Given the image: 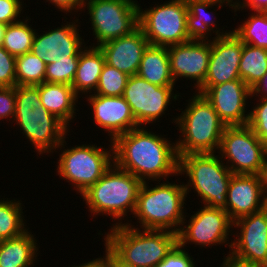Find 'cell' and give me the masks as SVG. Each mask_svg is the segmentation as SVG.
<instances>
[{"instance_id":"obj_1","label":"cell","mask_w":267,"mask_h":267,"mask_svg":"<svg viewBox=\"0 0 267 267\" xmlns=\"http://www.w3.org/2000/svg\"><path fill=\"white\" fill-rule=\"evenodd\" d=\"M112 144L114 164L142 182L147 179L160 182L169 175L178 176L176 143L162 138L161 134L139 126L117 136Z\"/></svg>"},{"instance_id":"obj_2","label":"cell","mask_w":267,"mask_h":267,"mask_svg":"<svg viewBox=\"0 0 267 267\" xmlns=\"http://www.w3.org/2000/svg\"><path fill=\"white\" fill-rule=\"evenodd\" d=\"M104 235L106 246L122 263L135 267H156L178 244L177 233L135 228L131 223L113 226Z\"/></svg>"},{"instance_id":"obj_3","label":"cell","mask_w":267,"mask_h":267,"mask_svg":"<svg viewBox=\"0 0 267 267\" xmlns=\"http://www.w3.org/2000/svg\"><path fill=\"white\" fill-rule=\"evenodd\" d=\"M181 115L173 119L180 135L176 141L178 156L189 153H215L220 148L226 125L211 103L200 93H193ZM192 98V99H191Z\"/></svg>"},{"instance_id":"obj_4","label":"cell","mask_w":267,"mask_h":267,"mask_svg":"<svg viewBox=\"0 0 267 267\" xmlns=\"http://www.w3.org/2000/svg\"><path fill=\"white\" fill-rule=\"evenodd\" d=\"M149 187L147 182H143L138 193L133 215L138 219L139 227L142 230H168L178 233L181 226L186 224L184 204L187 194L184 184L168 181Z\"/></svg>"},{"instance_id":"obj_5","label":"cell","mask_w":267,"mask_h":267,"mask_svg":"<svg viewBox=\"0 0 267 267\" xmlns=\"http://www.w3.org/2000/svg\"><path fill=\"white\" fill-rule=\"evenodd\" d=\"M142 184L143 182L133 174L118 168L113 163L104 175L81 196L93 216L106 214L113 217L114 221L118 220L112 224L117 226L123 224L121 221L128 212L134 214Z\"/></svg>"},{"instance_id":"obj_6","label":"cell","mask_w":267,"mask_h":267,"mask_svg":"<svg viewBox=\"0 0 267 267\" xmlns=\"http://www.w3.org/2000/svg\"><path fill=\"white\" fill-rule=\"evenodd\" d=\"M215 153H189L179 157L178 174H186V194L193 187L203 204L224 209L227 191L233 173L224 160Z\"/></svg>"},{"instance_id":"obj_7","label":"cell","mask_w":267,"mask_h":267,"mask_svg":"<svg viewBox=\"0 0 267 267\" xmlns=\"http://www.w3.org/2000/svg\"><path fill=\"white\" fill-rule=\"evenodd\" d=\"M65 138L57 148L64 149L58 158L57 172L63 180L71 182L73 184L71 186H74L75 190H78L77 193L81 195L94 185L114 163L113 144L109 141L111 143L109 151L95 144L76 145L65 149L67 145Z\"/></svg>"},{"instance_id":"obj_8","label":"cell","mask_w":267,"mask_h":267,"mask_svg":"<svg viewBox=\"0 0 267 267\" xmlns=\"http://www.w3.org/2000/svg\"><path fill=\"white\" fill-rule=\"evenodd\" d=\"M170 1V2H169ZM143 10L138 6L139 28L150 45L171 46L190 41L185 0H169Z\"/></svg>"},{"instance_id":"obj_9","label":"cell","mask_w":267,"mask_h":267,"mask_svg":"<svg viewBox=\"0 0 267 267\" xmlns=\"http://www.w3.org/2000/svg\"><path fill=\"white\" fill-rule=\"evenodd\" d=\"M86 6L96 47L129 35L139 27V4L135 0H85L83 10Z\"/></svg>"},{"instance_id":"obj_10","label":"cell","mask_w":267,"mask_h":267,"mask_svg":"<svg viewBox=\"0 0 267 267\" xmlns=\"http://www.w3.org/2000/svg\"><path fill=\"white\" fill-rule=\"evenodd\" d=\"M217 153L225 161L227 159L226 166L233 174L259 175L267 146L248 125L226 126Z\"/></svg>"},{"instance_id":"obj_11","label":"cell","mask_w":267,"mask_h":267,"mask_svg":"<svg viewBox=\"0 0 267 267\" xmlns=\"http://www.w3.org/2000/svg\"><path fill=\"white\" fill-rule=\"evenodd\" d=\"M174 89L152 84L136 74L129 76L122 96L129 104L137 124L146 127L165 114L170 101L178 100L179 95L174 94Z\"/></svg>"},{"instance_id":"obj_12","label":"cell","mask_w":267,"mask_h":267,"mask_svg":"<svg viewBox=\"0 0 267 267\" xmlns=\"http://www.w3.org/2000/svg\"><path fill=\"white\" fill-rule=\"evenodd\" d=\"M188 225L180 228L177 233V242L181 248L193 243L202 247L213 245L232 246L229 234L232 232L233 221L225 209L204 205L188 220ZM228 241V242H227ZM227 242V243H226Z\"/></svg>"},{"instance_id":"obj_13","label":"cell","mask_w":267,"mask_h":267,"mask_svg":"<svg viewBox=\"0 0 267 267\" xmlns=\"http://www.w3.org/2000/svg\"><path fill=\"white\" fill-rule=\"evenodd\" d=\"M13 120L39 155L53 153L69 132V128L43 106L33 110L15 108Z\"/></svg>"},{"instance_id":"obj_14","label":"cell","mask_w":267,"mask_h":267,"mask_svg":"<svg viewBox=\"0 0 267 267\" xmlns=\"http://www.w3.org/2000/svg\"><path fill=\"white\" fill-rule=\"evenodd\" d=\"M197 90V93L202 94L211 103L226 126L247 125L249 112L245 109L246 100L251 97V89L243 80H232L215 86H200Z\"/></svg>"},{"instance_id":"obj_15","label":"cell","mask_w":267,"mask_h":267,"mask_svg":"<svg viewBox=\"0 0 267 267\" xmlns=\"http://www.w3.org/2000/svg\"><path fill=\"white\" fill-rule=\"evenodd\" d=\"M239 228L232 241L230 253L242 260L267 263V206L259 212L243 216L233 222Z\"/></svg>"},{"instance_id":"obj_16","label":"cell","mask_w":267,"mask_h":267,"mask_svg":"<svg viewBox=\"0 0 267 267\" xmlns=\"http://www.w3.org/2000/svg\"><path fill=\"white\" fill-rule=\"evenodd\" d=\"M170 72L176 82L180 77L195 81L194 89L204 83L211 56V41H188L167 47Z\"/></svg>"},{"instance_id":"obj_17","label":"cell","mask_w":267,"mask_h":267,"mask_svg":"<svg viewBox=\"0 0 267 267\" xmlns=\"http://www.w3.org/2000/svg\"><path fill=\"white\" fill-rule=\"evenodd\" d=\"M77 27L79 26L74 21L71 23L67 21L61 28L49 29L42 33L43 35L41 33L37 35L36 32L30 52L43 60L46 65L69 59L71 56H80L86 44L80 37Z\"/></svg>"},{"instance_id":"obj_18","label":"cell","mask_w":267,"mask_h":267,"mask_svg":"<svg viewBox=\"0 0 267 267\" xmlns=\"http://www.w3.org/2000/svg\"><path fill=\"white\" fill-rule=\"evenodd\" d=\"M212 40L207 74L201 86H215L240 79L243 42L232 31L224 36L213 37Z\"/></svg>"},{"instance_id":"obj_19","label":"cell","mask_w":267,"mask_h":267,"mask_svg":"<svg viewBox=\"0 0 267 267\" xmlns=\"http://www.w3.org/2000/svg\"><path fill=\"white\" fill-rule=\"evenodd\" d=\"M94 113V122L108 132L110 140L139 127L129 104L123 96H103L91 94L86 97Z\"/></svg>"},{"instance_id":"obj_20","label":"cell","mask_w":267,"mask_h":267,"mask_svg":"<svg viewBox=\"0 0 267 267\" xmlns=\"http://www.w3.org/2000/svg\"><path fill=\"white\" fill-rule=\"evenodd\" d=\"M226 198L224 209L233 222L267 206L259 175L233 174Z\"/></svg>"},{"instance_id":"obj_21","label":"cell","mask_w":267,"mask_h":267,"mask_svg":"<svg viewBox=\"0 0 267 267\" xmlns=\"http://www.w3.org/2000/svg\"><path fill=\"white\" fill-rule=\"evenodd\" d=\"M149 42L138 27L132 33L110 40L99 46L104 54L105 63L128 76L136 75L142 55Z\"/></svg>"},{"instance_id":"obj_22","label":"cell","mask_w":267,"mask_h":267,"mask_svg":"<svg viewBox=\"0 0 267 267\" xmlns=\"http://www.w3.org/2000/svg\"><path fill=\"white\" fill-rule=\"evenodd\" d=\"M42 106L58 118L67 128L74 118L78 96L73 87L63 83L44 82L39 85Z\"/></svg>"},{"instance_id":"obj_23","label":"cell","mask_w":267,"mask_h":267,"mask_svg":"<svg viewBox=\"0 0 267 267\" xmlns=\"http://www.w3.org/2000/svg\"><path fill=\"white\" fill-rule=\"evenodd\" d=\"M185 2L188 10L186 22L187 33L191 41H211L208 39V35L211 36L212 34L211 31L215 33L214 37L224 36L231 32V30L228 32L225 31V33L223 30L220 32V29L217 28L216 21L212 20L213 18L210 17L212 14L207 11L213 6H218L217 8H221L223 5L222 3H217L210 0H185ZM214 26L216 27V30Z\"/></svg>"},{"instance_id":"obj_24","label":"cell","mask_w":267,"mask_h":267,"mask_svg":"<svg viewBox=\"0 0 267 267\" xmlns=\"http://www.w3.org/2000/svg\"><path fill=\"white\" fill-rule=\"evenodd\" d=\"M104 65V54L95 44L81 51L76 75L71 85L78 97L81 92L86 96L88 92L91 94V91L96 90Z\"/></svg>"},{"instance_id":"obj_25","label":"cell","mask_w":267,"mask_h":267,"mask_svg":"<svg viewBox=\"0 0 267 267\" xmlns=\"http://www.w3.org/2000/svg\"><path fill=\"white\" fill-rule=\"evenodd\" d=\"M28 229L21 235L0 240V267H32L39 250Z\"/></svg>"},{"instance_id":"obj_26","label":"cell","mask_w":267,"mask_h":267,"mask_svg":"<svg viewBox=\"0 0 267 267\" xmlns=\"http://www.w3.org/2000/svg\"><path fill=\"white\" fill-rule=\"evenodd\" d=\"M137 75L148 82L165 87H174L166 46L148 45L145 49Z\"/></svg>"},{"instance_id":"obj_27","label":"cell","mask_w":267,"mask_h":267,"mask_svg":"<svg viewBox=\"0 0 267 267\" xmlns=\"http://www.w3.org/2000/svg\"><path fill=\"white\" fill-rule=\"evenodd\" d=\"M267 72V49L243 43L239 64L240 79L251 88Z\"/></svg>"},{"instance_id":"obj_28","label":"cell","mask_w":267,"mask_h":267,"mask_svg":"<svg viewBox=\"0 0 267 267\" xmlns=\"http://www.w3.org/2000/svg\"><path fill=\"white\" fill-rule=\"evenodd\" d=\"M28 20L31 19L26 16L25 19L6 27L2 47L15 57L31 51L36 29L33 30L31 25H28Z\"/></svg>"},{"instance_id":"obj_29","label":"cell","mask_w":267,"mask_h":267,"mask_svg":"<svg viewBox=\"0 0 267 267\" xmlns=\"http://www.w3.org/2000/svg\"><path fill=\"white\" fill-rule=\"evenodd\" d=\"M20 200H0V240L17 237L27 229Z\"/></svg>"},{"instance_id":"obj_30","label":"cell","mask_w":267,"mask_h":267,"mask_svg":"<svg viewBox=\"0 0 267 267\" xmlns=\"http://www.w3.org/2000/svg\"><path fill=\"white\" fill-rule=\"evenodd\" d=\"M232 32L249 45L267 49V12L254 11Z\"/></svg>"},{"instance_id":"obj_31","label":"cell","mask_w":267,"mask_h":267,"mask_svg":"<svg viewBox=\"0 0 267 267\" xmlns=\"http://www.w3.org/2000/svg\"><path fill=\"white\" fill-rule=\"evenodd\" d=\"M46 64L32 52L16 57V85L38 86L45 82Z\"/></svg>"},{"instance_id":"obj_32","label":"cell","mask_w":267,"mask_h":267,"mask_svg":"<svg viewBox=\"0 0 267 267\" xmlns=\"http://www.w3.org/2000/svg\"><path fill=\"white\" fill-rule=\"evenodd\" d=\"M129 76L105 63L94 94L103 96H122Z\"/></svg>"},{"instance_id":"obj_33","label":"cell","mask_w":267,"mask_h":267,"mask_svg":"<svg viewBox=\"0 0 267 267\" xmlns=\"http://www.w3.org/2000/svg\"><path fill=\"white\" fill-rule=\"evenodd\" d=\"M80 56H71L46 65L45 82L72 85Z\"/></svg>"},{"instance_id":"obj_34","label":"cell","mask_w":267,"mask_h":267,"mask_svg":"<svg viewBox=\"0 0 267 267\" xmlns=\"http://www.w3.org/2000/svg\"><path fill=\"white\" fill-rule=\"evenodd\" d=\"M258 102L249 112L247 125L267 146V98L259 99Z\"/></svg>"},{"instance_id":"obj_35","label":"cell","mask_w":267,"mask_h":267,"mask_svg":"<svg viewBox=\"0 0 267 267\" xmlns=\"http://www.w3.org/2000/svg\"><path fill=\"white\" fill-rule=\"evenodd\" d=\"M15 108H39L42 106L39 95V85H16L15 86Z\"/></svg>"},{"instance_id":"obj_36","label":"cell","mask_w":267,"mask_h":267,"mask_svg":"<svg viewBox=\"0 0 267 267\" xmlns=\"http://www.w3.org/2000/svg\"><path fill=\"white\" fill-rule=\"evenodd\" d=\"M16 86V57L0 46V87Z\"/></svg>"},{"instance_id":"obj_37","label":"cell","mask_w":267,"mask_h":267,"mask_svg":"<svg viewBox=\"0 0 267 267\" xmlns=\"http://www.w3.org/2000/svg\"><path fill=\"white\" fill-rule=\"evenodd\" d=\"M193 260V257L177 244L156 267H196Z\"/></svg>"},{"instance_id":"obj_38","label":"cell","mask_w":267,"mask_h":267,"mask_svg":"<svg viewBox=\"0 0 267 267\" xmlns=\"http://www.w3.org/2000/svg\"><path fill=\"white\" fill-rule=\"evenodd\" d=\"M23 5L21 0H0V23L9 25L19 22Z\"/></svg>"},{"instance_id":"obj_39","label":"cell","mask_w":267,"mask_h":267,"mask_svg":"<svg viewBox=\"0 0 267 267\" xmlns=\"http://www.w3.org/2000/svg\"><path fill=\"white\" fill-rule=\"evenodd\" d=\"M15 104V87H0V120L14 118Z\"/></svg>"},{"instance_id":"obj_40","label":"cell","mask_w":267,"mask_h":267,"mask_svg":"<svg viewBox=\"0 0 267 267\" xmlns=\"http://www.w3.org/2000/svg\"><path fill=\"white\" fill-rule=\"evenodd\" d=\"M47 2L51 3L52 5H55L57 9H60L58 11L62 12H69L75 10L74 12H78V10L83 9V3L85 0H46ZM77 10V11H76Z\"/></svg>"},{"instance_id":"obj_41","label":"cell","mask_w":267,"mask_h":267,"mask_svg":"<svg viewBox=\"0 0 267 267\" xmlns=\"http://www.w3.org/2000/svg\"><path fill=\"white\" fill-rule=\"evenodd\" d=\"M238 1L237 7L234 12L239 11L240 9L249 8L253 11H262L267 12V0H242Z\"/></svg>"},{"instance_id":"obj_42","label":"cell","mask_w":267,"mask_h":267,"mask_svg":"<svg viewBox=\"0 0 267 267\" xmlns=\"http://www.w3.org/2000/svg\"><path fill=\"white\" fill-rule=\"evenodd\" d=\"M223 259V264L220 267H262L260 264L242 260L232 255L230 252Z\"/></svg>"},{"instance_id":"obj_43","label":"cell","mask_w":267,"mask_h":267,"mask_svg":"<svg viewBox=\"0 0 267 267\" xmlns=\"http://www.w3.org/2000/svg\"><path fill=\"white\" fill-rule=\"evenodd\" d=\"M251 97L258 96L259 99L267 98V72L266 74L251 88ZM262 94V95H261ZM260 95V97H259Z\"/></svg>"},{"instance_id":"obj_44","label":"cell","mask_w":267,"mask_h":267,"mask_svg":"<svg viewBox=\"0 0 267 267\" xmlns=\"http://www.w3.org/2000/svg\"><path fill=\"white\" fill-rule=\"evenodd\" d=\"M104 255L103 258L109 263V267H135L122 263L106 246Z\"/></svg>"},{"instance_id":"obj_45","label":"cell","mask_w":267,"mask_h":267,"mask_svg":"<svg viewBox=\"0 0 267 267\" xmlns=\"http://www.w3.org/2000/svg\"><path fill=\"white\" fill-rule=\"evenodd\" d=\"M259 177H260V181L262 185L263 194H264L265 200L267 201V156L261 168Z\"/></svg>"},{"instance_id":"obj_46","label":"cell","mask_w":267,"mask_h":267,"mask_svg":"<svg viewBox=\"0 0 267 267\" xmlns=\"http://www.w3.org/2000/svg\"><path fill=\"white\" fill-rule=\"evenodd\" d=\"M72 267H109V263L104 258L99 257L87 263H82V265H74Z\"/></svg>"},{"instance_id":"obj_47","label":"cell","mask_w":267,"mask_h":267,"mask_svg":"<svg viewBox=\"0 0 267 267\" xmlns=\"http://www.w3.org/2000/svg\"><path fill=\"white\" fill-rule=\"evenodd\" d=\"M210 1L217 2V3H222V4L226 3V6H229V8H232L233 10H235L239 0H235V1H233V0H210Z\"/></svg>"},{"instance_id":"obj_48","label":"cell","mask_w":267,"mask_h":267,"mask_svg":"<svg viewBox=\"0 0 267 267\" xmlns=\"http://www.w3.org/2000/svg\"><path fill=\"white\" fill-rule=\"evenodd\" d=\"M7 25L0 23V46H2L3 38H4V33L6 30Z\"/></svg>"},{"instance_id":"obj_49","label":"cell","mask_w":267,"mask_h":267,"mask_svg":"<svg viewBox=\"0 0 267 267\" xmlns=\"http://www.w3.org/2000/svg\"><path fill=\"white\" fill-rule=\"evenodd\" d=\"M261 266H262V267H267V263H266V264H262Z\"/></svg>"}]
</instances>
